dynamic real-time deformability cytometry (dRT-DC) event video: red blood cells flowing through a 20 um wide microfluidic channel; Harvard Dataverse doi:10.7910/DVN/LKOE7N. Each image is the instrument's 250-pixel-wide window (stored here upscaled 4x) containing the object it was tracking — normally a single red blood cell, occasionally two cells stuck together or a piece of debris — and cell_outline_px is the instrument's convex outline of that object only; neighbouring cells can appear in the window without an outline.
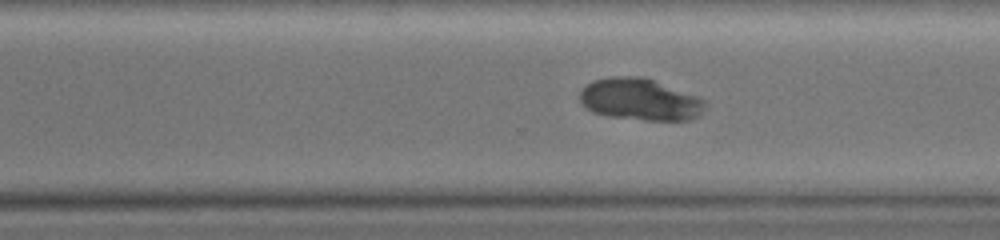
{"species": "common noctule bat (a hibernating species)", "species_latin": "Nyctalus noctula", "temperature_condition": "warm", "stored_images_in_passage": 69, "camera_frame_rate_fps": 3000, "um_per_image_px": 0.085, "animal": {"sex": "female", "body_mass_g": 19.0, "forearm_length_mm": 51.5}, "frame": {"image": 1, "passage_image": 49, "time_ms": 16.0, "image_size_px": [1000, 240], "cell_outline_px": [[704, 108], [700, 116], [688, 120], [648, 120], [608, 116], [592, 112], [584, 108], [580, 100], [580, 92], [592, 80], [612, 76], [644, 76], [696, 96], [704, 100]], "centroid_in_image_um": [54.37, 8.45], "position_along_channel_um": 316.2, "area_um2": 30.52}}
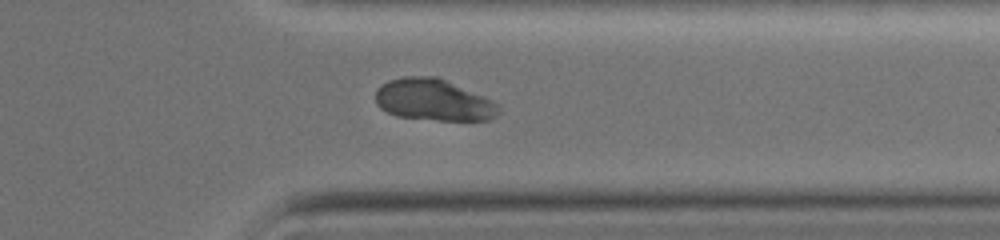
{"frame": {"image": 2, "passage_image": 55, "time_ms": 18.0, "image_size_px": [1000, 240], "cell_outline_px": [[500, 112], [496, 116], [488, 120], [436, 120], [396, 116], [380, 108], [376, 104], [376, 88], [388, 80], [404, 76], [436, 76], [484, 96], [500, 104]], "centroid_in_image_um": [36.85, 8.49], "position_along_channel_um": 374.5, "area_um2": 30.06}}
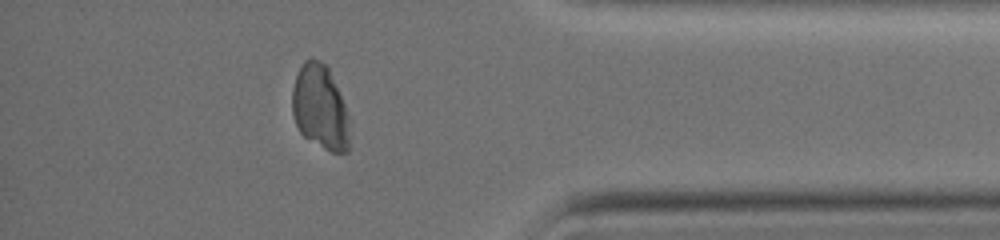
{"frame": {"image": 3, "passage_image": 60, "time_ms": 19.667, "image_size_px": [1000, 240], "cell_outline_px": [[348, 152], [332, 152], [324, 148], [304, 136], [300, 132], [296, 124], [292, 112], [292, 88], [296, 76], [304, 60], [320, 60], [328, 68], [344, 104], [348, 116]], "centroid_in_image_um": [27.19, 9.13], "position_along_channel_um": 408.0, "area_um2": 27.69}}